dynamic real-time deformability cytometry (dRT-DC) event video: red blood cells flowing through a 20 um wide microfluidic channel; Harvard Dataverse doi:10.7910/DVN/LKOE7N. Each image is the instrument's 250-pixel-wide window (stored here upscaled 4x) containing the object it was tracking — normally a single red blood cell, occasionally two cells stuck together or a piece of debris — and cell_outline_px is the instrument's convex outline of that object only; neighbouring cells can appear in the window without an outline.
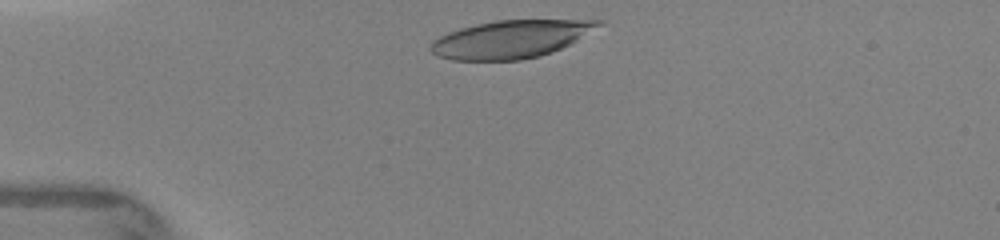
{"species": "human", "species_latin": "Homo sapiens", "temperature_condition": "warm", "stored_images_in_passage": 8, "camera_frame_rate_fps": 3000, "um_per_image_px": 0.085, "donor": {"sex": "female"}, "frame": {"image": 1, "passage_image": 1, "time_ms": 0.0, "image_size_px": [1000, 240], "cell_outline_px": [[604, 24], [576, 40], [552, 52], [540, 56], [520, 60], [452, 60], [436, 56], [428, 48], [432, 40], [448, 32], [460, 28], [476, 24], [496, 20], [604, 20]], "centroid_in_image_um": [43.37, 3.33], "position_along_channel_um": 41.6, "area_um2": 36.88}}
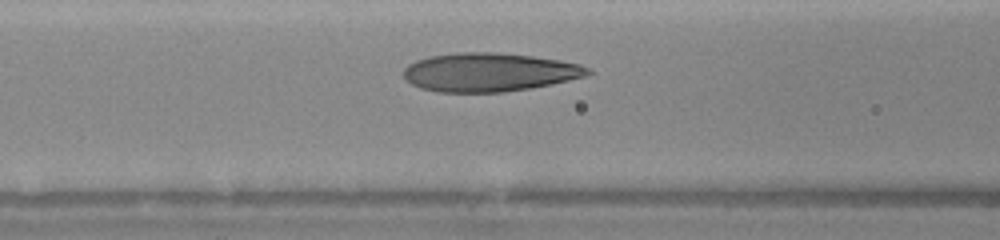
{"frame": {"image": 2, "passage_image": 6, "time_ms": 2.667, "image_size_px": [1000, 240], "cell_outline_px": [[592, 72], [584, 76], [552, 84], [504, 92], [440, 92], [420, 88], [412, 84], [404, 76], [404, 68], [408, 64], [416, 60], [428, 56], [456, 52], [496, 52], [532, 56], [560, 60], [580, 64], [588, 68]], "centroid_in_image_um": [41.56, 6.13], "position_along_channel_um": 125.0, "area_um2": 41.38}}
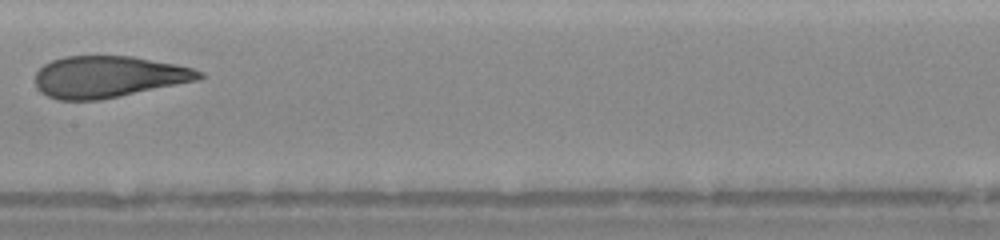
{"frame": {"image": 3, "passage_image": 8, "time_ms": 4.333, "image_size_px": [1000, 240], "cell_outline_px": [[204, 76], [200, 80], [100, 100], [56, 100], [40, 92], [36, 88], [36, 72], [44, 64], [52, 60], [64, 56], [132, 56], [176, 64], [192, 68], [204, 72]], "centroid_in_image_um": [9.22, 6.53], "position_along_channel_um": 198.2, "area_um2": 39.94}}